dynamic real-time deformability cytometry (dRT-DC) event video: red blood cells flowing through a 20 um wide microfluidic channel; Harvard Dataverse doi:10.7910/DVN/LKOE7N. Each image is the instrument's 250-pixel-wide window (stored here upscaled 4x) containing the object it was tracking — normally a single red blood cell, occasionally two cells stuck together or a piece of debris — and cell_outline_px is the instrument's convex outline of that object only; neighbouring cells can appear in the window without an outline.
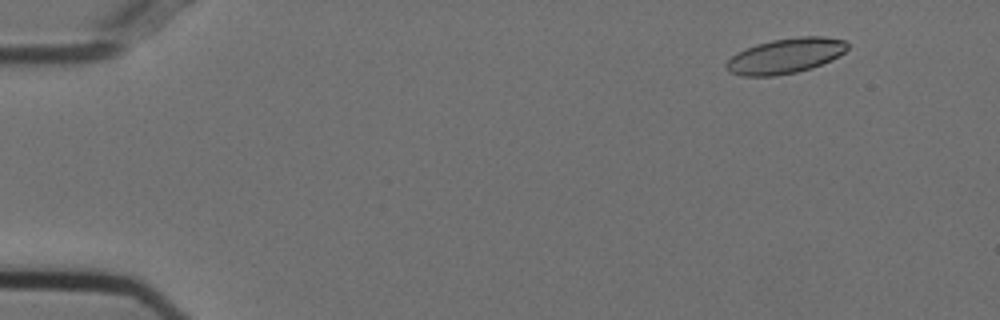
{"species": "Egyptian fruit bat (a non-hibernating species)", "species_latin": "Rousettus aegyptiacus", "temperature_condition": "cold", "stored_images_in_passage": 14, "camera_frame_rate_fps": 3000, "um_per_image_px": 0.085, "animal": {"sex": "female"}, "frame": {"image": 1, "passage_image": 5, "time_ms": 1.333, "image_size_px": [1000, 320], "cell_outline_px": [[848, 48], [844, 52], [832, 60], [812, 68], [796, 72], [772, 76], [740, 76], [728, 72], [724, 64], [736, 52], [744, 48], [756, 44], [772, 40], [800, 36], [824, 36], [844, 40], [848, 44]], "centroid_in_image_um": [66.74, 4.75], "position_along_channel_um": 18.3, "area_um2": 25.03}}